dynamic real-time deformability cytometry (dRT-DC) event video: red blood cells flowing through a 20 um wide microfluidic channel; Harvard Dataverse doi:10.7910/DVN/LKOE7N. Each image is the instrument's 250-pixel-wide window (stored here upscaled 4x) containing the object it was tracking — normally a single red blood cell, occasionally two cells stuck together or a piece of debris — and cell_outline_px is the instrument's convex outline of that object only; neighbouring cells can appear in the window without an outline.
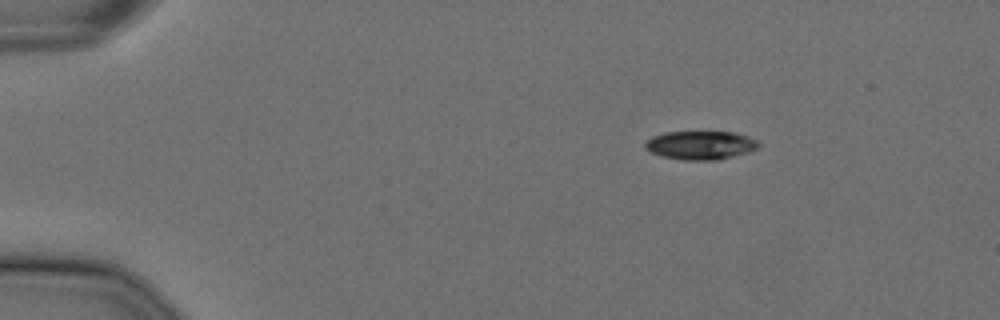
{"species": "Egyptian fruit bat (a non-hibernating species)", "species_latin": "Rousettus aegyptiacus", "temperature_condition": "cold", "stored_images_in_passage": 55, "segment_of_instrument_passage": [1, 2], "camera_frame_rate_fps": 3000, "um_per_image_px": 0.085, "animal": {"sex": "female"}, "frame": {"image": 1, "passage_image": 9, "time_ms": 2.667, "image_size_px": [1000, 320], "cell_outline_px": [[760, 144], [756, 148], [748, 152], [716, 160], [684, 160], [660, 156], [644, 148], [644, 144], [652, 136], [664, 132], [736, 132], [748, 136], [756, 140]], "centroid_in_image_um": [59.52, 12.34], "position_along_channel_um": 25.5, "area_um2": 18.84}}
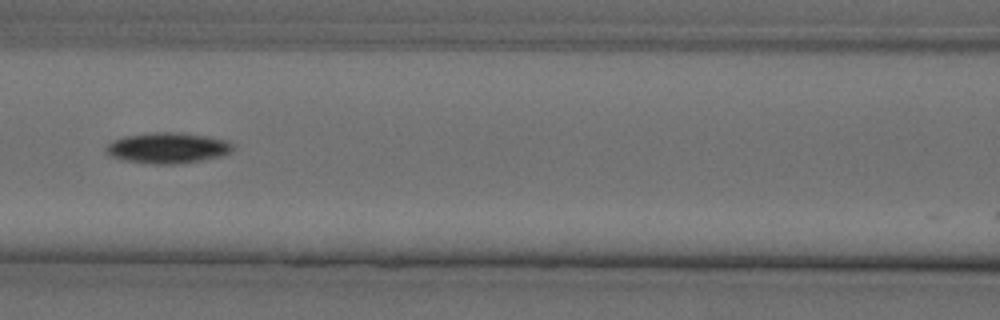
{"frame": {"image": 2, "passage_image": 26, "time_ms": 8.333, "image_size_px": [1000, 320], "cell_outline_px": [[232, 152], [224, 156], [200, 160], [168, 164], [152, 164], [128, 160], [112, 156], [108, 152], [108, 144], [112, 140], [124, 136], [152, 132], [180, 132], [208, 136], [228, 140], [232, 144]], "centroid_in_image_um": [14.32, 12.55], "position_along_channel_um": 152.3, "area_um2": 22.48}}
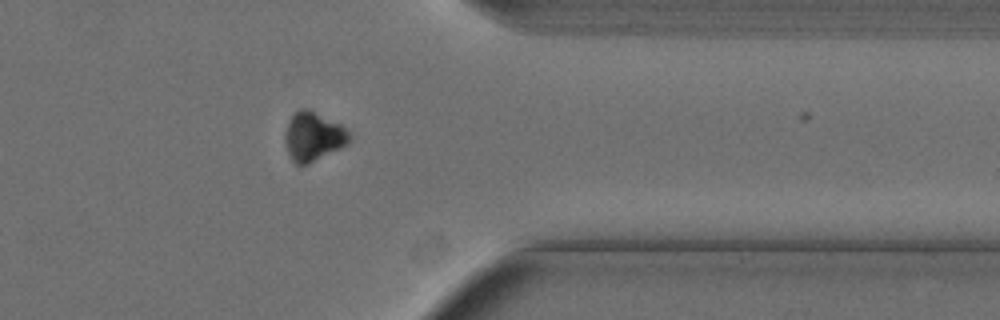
{"frame": {"image": 3, "passage_image": 46, "time_ms": 15.0, "image_size_px": [1000, 320], "cell_outline_px": [[352, 136], [348, 144], [308, 164], [296, 164], [292, 160], [288, 152], [284, 140], [284, 136], [288, 120], [292, 112], [300, 108], [308, 108], [340, 124]], "centroid_in_image_um": [26.6, 11.57], "position_along_channel_um": 384.8, "area_um2": 18.44}}